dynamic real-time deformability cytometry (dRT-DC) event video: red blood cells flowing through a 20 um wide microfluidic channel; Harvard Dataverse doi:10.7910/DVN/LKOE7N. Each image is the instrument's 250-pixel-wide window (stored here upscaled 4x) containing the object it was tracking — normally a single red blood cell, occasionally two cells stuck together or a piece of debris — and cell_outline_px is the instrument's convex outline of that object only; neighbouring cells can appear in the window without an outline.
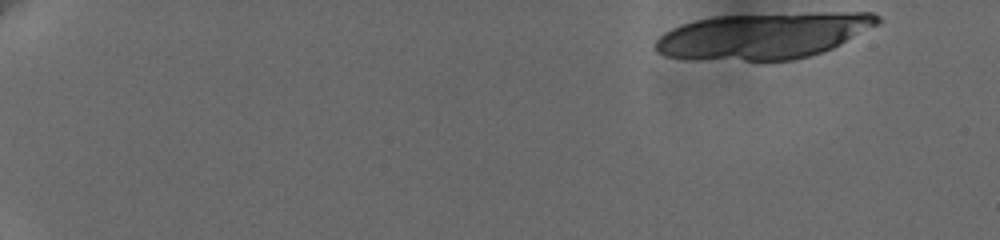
{"species": "human", "species_latin": "Homo sapiens", "temperature_condition": "cold", "stored_images_in_passage": 23, "camera_frame_rate_fps": 3000, "um_per_image_px": 0.085, "donor": {"sex": "female"}, "frame": {"image": 1, "passage_image": 1, "time_ms": 0.0, "image_size_px": [1000, 240], "cell_outline_px": [[880, 24], [832, 48], [808, 56], [792, 60], [744, 60], [664, 56], [656, 52], [656, 40], [664, 32], [672, 28], [696, 20], [712, 16], [816, 12], [872, 12], [880, 16]], "centroid_in_image_um": [64.96, 3.01], "position_along_channel_um": 20.0, "area_um2": 59.42}}
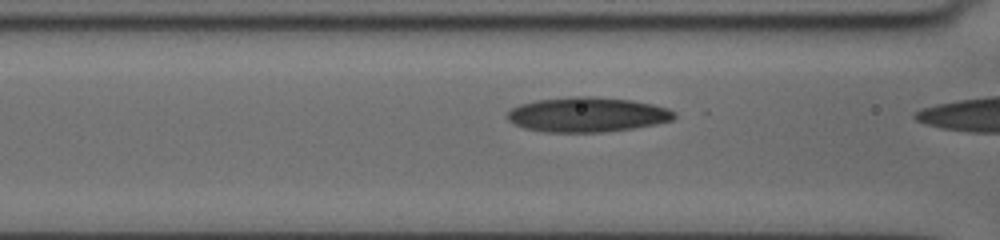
{"frame": {"image": 2, "passage_image": 21, "time_ms": 6.667, "image_size_px": [1000, 240], "cell_outline_px": [[676, 116], [672, 120], [656, 124], [632, 128], [604, 132], [544, 132], [524, 128], [512, 124], [504, 116], [512, 108], [520, 104], [536, 100], [572, 96], [596, 96], [632, 100], [652, 104], [668, 108], [676, 112]], "centroid_in_image_um": [49.89, 9.74], "position_along_channel_um": 116.7, "area_um2": 34.16}}